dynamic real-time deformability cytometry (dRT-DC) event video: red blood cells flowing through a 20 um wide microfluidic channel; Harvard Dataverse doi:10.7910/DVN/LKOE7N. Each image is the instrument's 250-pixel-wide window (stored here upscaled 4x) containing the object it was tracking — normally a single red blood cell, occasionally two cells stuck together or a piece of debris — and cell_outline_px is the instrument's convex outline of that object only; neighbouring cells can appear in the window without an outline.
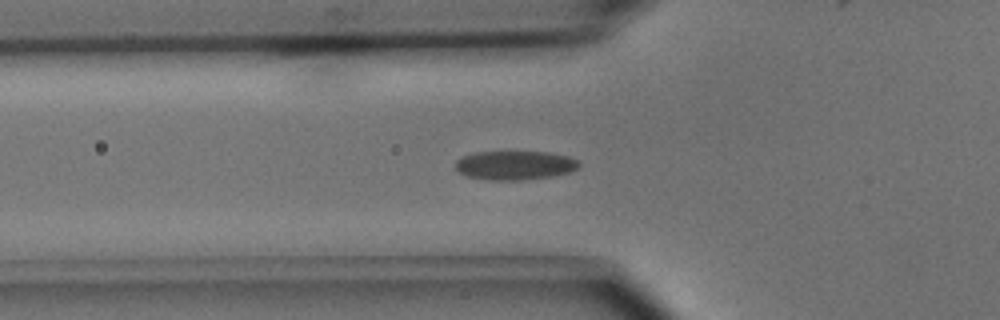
{"species": "common noctule bat (a hibernating species)", "species_latin": "Nyctalus noctula", "temperature_condition": "cold", "stored_images_in_passage": 39, "camera_frame_rate_fps": 3000, "um_per_image_px": 0.085, "animal": {"sex": "male", "body_mass_g": 15.6}, "frame": {"image": 1, "passage_image": 6, "time_ms": 1.667, "image_size_px": [1000, 320], "cell_outline_px": [[580, 168], [568, 172], [552, 176], [524, 180], [488, 180], [464, 176], [456, 168], [456, 160], [464, 156], [476, 152], [548, 152], [568, 156], [580, 160]], "centroid_in_image_um": [43.79, 14.05], "position_along_channel_um": 82.0, "area_um2": 20.98}}
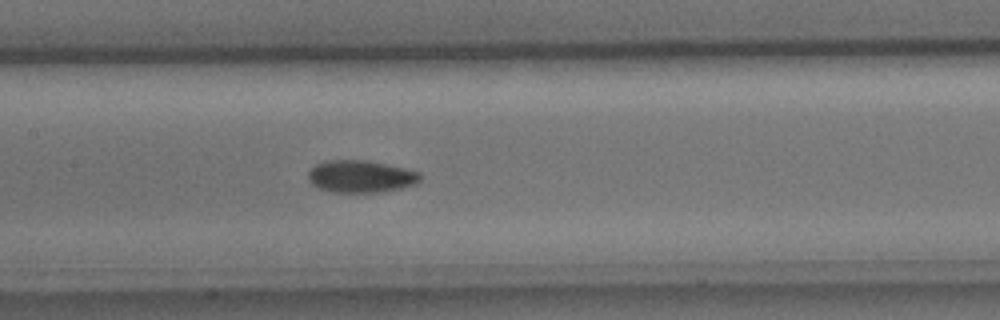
{"frame": {"image": 2, "passage_image": 13, "time_ms": 4.0, "image_size_px": [1000, 320], "cell_outline_px": [[420, 180], [416, 184], [384, 192], [332, 192], [320, 188], [312, 184], [308, 180], [308, 172], [316, 164], [328, 160], [368, 160], [404, 168], [420, 172]], "centroid_in_image_um": [30.67, 15.0], "position_along_channel_um": 176.7, "area_um2": 21.04}}
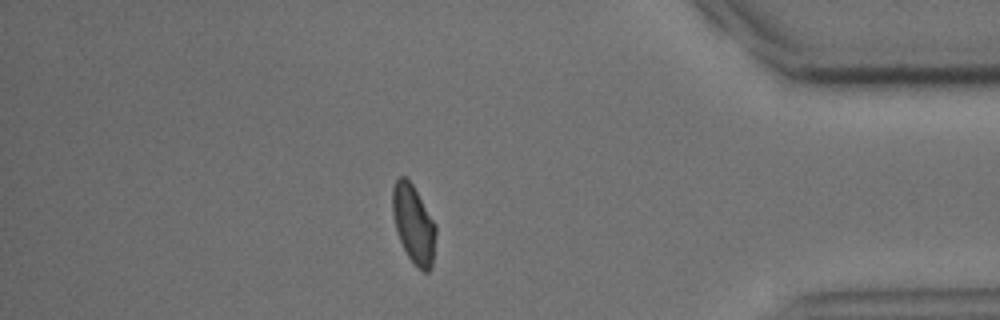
{"frame": {"image": 3, "passage_image": 32, "time_ms": 10.333, "image_size_px": [1000, 320], "cell_outline_px": [[436, 232], [432, 268], [428, 272], [424, 272], [408, 256], [396, 232], [392, 212], [392, 188], [396, 180], [400, 176], [404, 176], [412, 184], [436, 224]], "centroid_in_image_um": [35.15, 19.04], "position_along_channel_um": 400.0, "area_um2": 19.65}, "authors_computed_cell_mechanics": {"area_um2": 20.1722, "velocity_mm_per_s": 4.0116, "shape_relaxation_time_tau1_ms": 3.1075, "shape_relaxation_time_tau2_ms": 2.3193, "deformation_change_tau1": 0.1105, "deformation_change_tau2": 0.0364}}